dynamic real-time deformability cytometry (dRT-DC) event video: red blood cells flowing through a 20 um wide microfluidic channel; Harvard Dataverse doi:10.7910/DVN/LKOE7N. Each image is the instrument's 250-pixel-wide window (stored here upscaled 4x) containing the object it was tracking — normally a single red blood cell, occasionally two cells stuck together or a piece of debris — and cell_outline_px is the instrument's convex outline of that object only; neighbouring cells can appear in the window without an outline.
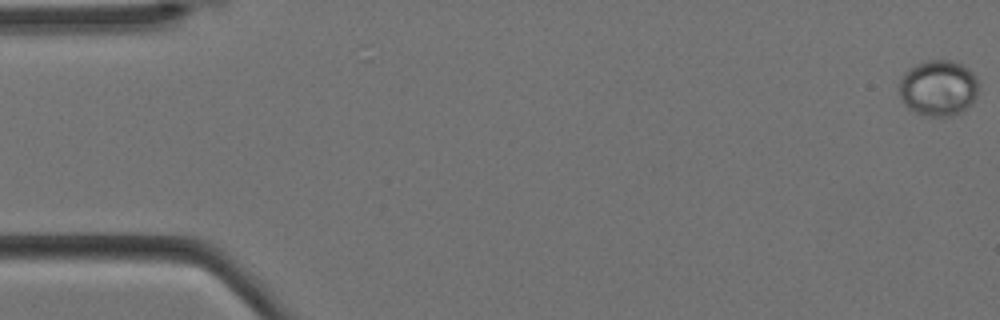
{"species": "Egyptian fruit bat (a non-hibernating species)", "species_latin": "Rousettus aegyptiacus", "temperature_condition": "cold", "stored_images_in_passage": 12, "camera_frame_rate_fps": 3000, "um_per_image_px": 0.085, "animal": {"sex": "female"}, "frame": {"image": 1, "passage_image": 1, "time_ms": 0.0, "image_size_px": [1000, 320], "cell_outline_px": [[976, 96], [972, 104], [964, 112], [952, 116], [928, 116], [916, 112], [908, 108], [900, 100], [900, 80], [904, 72], [908, 68], [916, 64], [928, 60], [952, 60], [968, 68], [976, 76]], "centroid_in_image_um": [79.74, 7.49], "position_along_channel_um": 5.3, "area_um2": 26.01}}
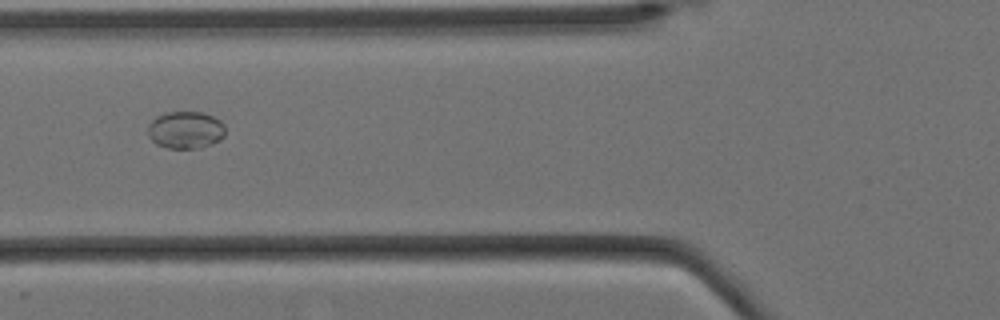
{"frame": {"image": 2, "passage_image": 6, "time_ms": 1.667, "image_size_px": [1000, 320], "cell_outline_px": [[224, 136], [220, 140], [212, 144], [200, 148], [164, 148], [156, 144], [148, 136], [148, 124], [156, 116], [168, 112], [200, 112], [212, 116], [220, 120], [224, 124]], "centroid_in_image_um": [15.76, 11.05], "position_along_channel_um": 110.0, "area_um2": 16.94}}
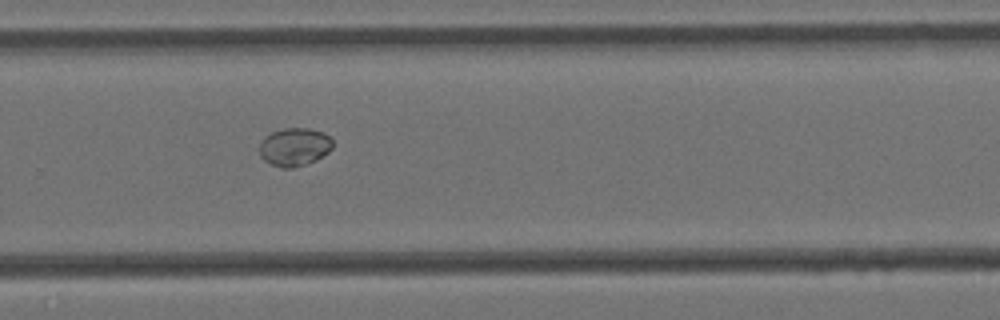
{"frame": {"image": 3, "passage_image": 11, "time_ms": 3.333, "image_size_px": [1000, 320], "cell_outline_px": [[332, 148], [328, 152], [316, 160], [308, 164], [292, 168], [280, 168], [264, 160], [260, 156], [260, 140], [264, 136], [272, 132], [284, 128], [308, 128], [324, 132], [332, 140]], "centroid_in_image_um": [25.02, 12.49], "position_along_channel_um": 304.8, "area_um2": 16.42}}